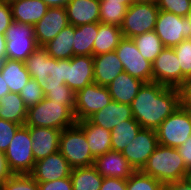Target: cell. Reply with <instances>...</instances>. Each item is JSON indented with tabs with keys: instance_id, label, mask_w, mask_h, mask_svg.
Wrapping results in <instances>:
<instances>
[{
	"instance_id": "obj_33",
	"label": "cell",
	"mask_w": 191,
	"mask_h": 190,
	"mask_svg": "<svg viewBox=\"0 0 191 190\" xmlns=\"http://www.w3.org/2000/svg\"><path fill=\"white\" fill-rule=\"evenodd\" d=\"M132 40L136 44L141 55L151 63L154 62L164 48L162 41L154 30L133 37Z\"/></svg>"
},
{
	"instance_id": "obj_42",
	"label": "cell",
	"mask_w": 191,
	"mask_h": 190,
	"mask_svg": "<svg viewBox=\"0 0 191 190\" xmlns=\"http://www.w3.org/2000/svg\"><path fill=\"white\" fill-rule=\"evenodd\" d=\"M39 190H72L71 177L38 183Z\"/></svg>"
},
{
	"instance_id": "obj_31",
	"label": "cell",
	"mask_w": 191,
	"mask_h": 190,
	"mask_svg": "<svg viewBox=\"0 0 191 190\" xmlns=\"http://www.w3.org/2000/svg\"><path fill=\"white\" fill-rule=\"evenodd\" d=\"M70 177L72 190H100L104 178L93 165L73 168Z\"/></svg>"
},
{
	"instance_id": "obj_49",
	"label": "cell",
	"mask_w": 191,
	"mask_h": 190,
	"mask_svg": "<svg viewBox=\"0 0 191 190\" xmlns=\"http://www.w3.org/2000/svg\"><path fill=\"white\" fill-rule=\"evenodd\" d=\"M7 58L5 34L0 33V63Z\"/></svg>"
},
{
	"instance_id": "obj_22",
	"label": "cell",
	"mask_w": 191,
	"mask_h": 190,
	"mask_svg": "<svg viewBox=\"0 0 191 190\" xmlns=\"http://www.w3.org/2000/svg\"><path fill=\"white\" fill-rule=\"evenodd\" d=\"M94 83L108 86L122 71L123 64L115 51L93 56Z\"/></svg>"
},
{
	"instance_id": "obj_6",
	"label": "cell",
	"mask_w": 191,
	"mask_h": 190,
	"mask_svg": "<svg viewBox=\"0 0 191 190\" xmlns=\"http://www.w3.org/2000/svg\"><path fill=\"white\" fill-rule=\"evenodd\" d=\"M155 131L159 145L178 148L191 136V110L179 106Z\"/></svg>"
},
{
	"instance_id": "obj_7",
	"label": "cell",
	"mask_w": 191,
	"mask_h": 190,
	"mask_svg": "<svg viewBox=\"0 0 191 190\" xmlns=\"http://www.w3.org/2000/svg\"><path fill=\"white\" fill-rule=\"evenodd\" d=\"M29 129L23 125L15 133L4 152L13 174H30L35 166Z\"/></svg>"
},
{
	"instance_id": "obj_48",
	"label": "cell",
	"mask_w": 191,
	"mask_h": 190,
	"mask_svg": "<svg viewBox=\"0 0 191 190\" xmlns=\"http://www.w3.org/2000/svg\"><path fill=\"white\" fill-rule=\"evenodd\" d=\"M165 190H191V185L186 179L170 183L165 186Z\"/></svg>"
},
{
	"instance_id": "obj_17",
	"label": "cell",
	"mask_w": 191,
	"mask_h": 190,
	"mask_svg": "<svg viewBox=\"0 0 191 190\" xmlns=\"http://www.w3.org/2000/svg\"><path fill=\"white\" fill-rule=\"evenodd\" d=\"M94 83L93 56L81 55L67 59L66 85L75 93Z\"/></svg>"
},
{
	"instance_id": "obj_47",
	"label": "cell",
	"mask_w": 191,
	"mask_h": 190,
	"mask_svg": "<svg viewBox=\"0 0 191 190\" xmlns=\"http://www.w3.org/2000/svg\"><path fill=\"white\" fill-rule=\"evenodd\" d=\"M12 175L13 173L8 166L5 154L3 152H0V184H2Z\"/></svg>"
},
{
	"instance_id": "obj_15",
	"label": "cell",
	"mask_w": 191,
	"mask_h": 190,
	"mask_svg": "<svg viewBox=\"0 0 191 190\" xmlns=\"http://www.w3.org/2000/svg\"><path fill=\"white\" fill-rule=\"evenodd\" d=\"M69 25L65 7H49L42 19L34 25L38 46H44Z\"/></svg>"
},
{
	"instance_id": "obj_29",
	"label": "cell",
	"mask_w": 191,
	"mask_h": 190,
	"mask_svg": "<svg viewBox=\"0 0 191 190\" xmlns=\"http://www.w3.org/2000/svg\"><path fill=\"white\" fill-rule=\"evenodd\" d=\"M122 38L120 27L98 22V34L93 44V56L113 52Z\"/></svg>"
},
{
	"instance_id": "obj_25",
	"label": "cell",
	"mask_w": 191,
	"mask_h": 190,
	"mask_svg": "<svg viewBox=\"0 0 191 190\" xmlns=\"http://www.w3.org/2000/svg\"><path fill=\"white\" fill-rule=\"evenodd\" d=\"M13 21L34 26L46 14L49 6L42 0H19L10 4Z\"/></svg>"
},
{
	"instance_id": "obj_37",
	"label": "cell",
	"mask_w": 191,
	"mask_h": 190,
	"mask_svg": "<svg viewBox=\"0 0 191 190\" xmlns=\"http://www.w3.org/2000/svg\"><path fill=\"white\" fill-rule=\"evenodd\" d=\"M181 67L182 75L187 79L191 77V39L182 40L173 47Z\"/></svg>"
},
{
	"instance_id": "obj_40",
	"label": "cell",
	"mask_w": 191,
	"mask_h": 190,
	"mask_svg": "<svg viewBox=\"0 0 191 190\" xmlns=\"http://www.w3.org/2000/svg\"><path fill=\"white\" fill-rule=\"evenodd\" d=\"M22 125L0 119V152H5L16 131Z\"/></svg>"
},
{
	"instance_id": "obj_35",
	"label": "cell",
	"mask_w": 191,
	"mask_h": 190,
	"mask_svg": "<svg viewBox=\"0 0 191 190\" xmlns=\"http://www.w3.org/2000/svg\"><path fill=\"white\" fill-rule=\"evenodd\" d=\"M127 190H165V186L152 176L138 170L127 179Z\"/></svg>"
},
{
	"instance_id": "obj_16",
	"label": "cell",
	"mask_w": 191,
	"mask_h": 190,
	"mask_svg": "<svg viewBox=\"0 0 191 190\" xmlns=\"http://www.w3.org/2000/svg\"><path fill=\"white\" fill-rule=\"evenodd\" d=\"M72 167L58 151L46 158L35 162V166L30 175L38 182H49L69 177Z\"/></svg>"
},
{
	"instance_id": "obj_23",
	"label": "cell",
	"mask_w": 191,
	"mask_h": 190,
	"mask_svg": "<svg viewBox=\"0 0 191 190\" xmlns=\"http://www.w3.org/2000/svg\"><path fill=\"white\" fill-rule=\"evenodd\" d=\"M143 83V81L122 71L114 80H112L107 88L112 100L130 105Z\"/></svg>"
},
{
	"instance_id": "obj_51",
	"label": "cell",
	"mask_w": 191,
	"mask_h": 190,
	"mask_svg": "<svg viewBox=\"0 0 191 190\" xmlns=\"http://www.w3.org/2000/svg\"><path fill=\"white\" fill-rule=\"evenodd\" d=\"M9 92H10V90L0 72V98L3 97L4 95L8 94Z\"/></svg>"
},
{
	"instance_id": "obj_10",
	"label": "cell",
	"mask_w": 191,
	"mask_h": 190,
	"mask_svg": "<svg viewBox=\"0 0 191 190\" xmlns=\"http://www.w3.org/2000/svg\"><path fill=\"white\" fill-rule=\"evenodd\" d=\"M154 31L164 47L173 48L182 40L191 39V23L189 20L163 10L159 11Z\"/></svg>"
},
{
	"instance_id": "obj_53",
	"label": "cell",
	"mask_w": 191,
	"mask_h": 190,
	"mask_svg": "<svg viewBox=\"0 0 191 190\" xmlns=\"http://www.w3.org/2000/svg\"><path fill=\"white\" fill-rule=\"evenodd\" d=\"M158 0H133L134 3H157Z\"/></svg>"
},
{
	"instance_id": "obj_28",
	"label": "cell",
	"mask_w": 191,
	"mask_h": 190,
	"mask_svg": "<svg viewBox=\"0 0 191 190\" xmlns=\"http://www.w3.org/2000/svg\"><path fill=\"white\" fill-rule=\"evenodd\" d=\"M28 108L19 93L9 92L0 98V119L25 125Z\"/></svg>"
},
{
	"instance_id": "obj_45",
	"label": "cell",
	"mask_w": 191,
	"mask_h": 190,
	"mask_svg": "<svg viewBox=\"0 0 191 190\" xmlns=\"http://www.w3.org/2000/svg\"><path fill=\"white\" fill-rule=\"evenodd\" d=\"M100 190H127V179L104 177Z\"/></svg>"
},
{
	"instance_id": "obj_13",
	"label": "cell",
	"mask_w": 191,
	"mask_h": 190,
	"mask_svg": "<svg viewBox=\"0 0 191 190\" xmlns=\"http://www.w3.org/2000/svg\"><path fill=\"white\" fill-rule=\"evenodd\" d=\"M153 81L161 85L179 88L186 79L182 75L178 58L173 48L164 47L152 63Z\"/></svg>"
},
{
	"instance_id": "obj_32",
	"label": "cell",
	"mask_w": 191,
	"mask_h": 190,
	"mask_svg": "<svg viewBox=\"0 0 191 190\" xmlns=\"http://www.w3.org/2000/svg\"><path fill=\"white\" fill-rule=\"evenodd\" d=\"M142 129L140 124L133 118L116 125L111 132V148L121 152L137 136Z\"/></svg>"
},
{
	"instance_id": "obj_41",
	"label": "cell",
	"mask_w": 191,
	"mask_h": 190,
	"mask_svg": "<svg viewBox=\"0 0 191 190\" xmlns=\"http://www.w3.org/2000/svg\"><path fill=\"white\" fill-rule=\"evenodd\" d=\"M45 97L50 100L62 102L63 105L71 106L73 109L75 107V92L68 86L64 89H51L45 94Z\"/></svg>"
},
{
	"instance_id": "obj_4",
	"label": "cell",
	"mask_w": 191,
	"mask_h": 190,
	"mask_svg": "<svg viewBox=\"0 0 191 190\" xmlns=\"http://www.w3.org/2000/svg\"><path fill=\"white\" fill-rule=\"evenodd\" d=\"M74 109L62 102L44 98L28 108L25 126L47 127L63 130L76 124Z\"/></svg>"
},
{
	"instance_id": "obj_18",
	"label": "cell",
	"mask_w": 191,
	"mask_h": 190,
	"mask_svg": "<svg viewBox=\"0 0 191 190\" xmlns=\"http://www.w3.org/2000/svg\"><path fill=\"white\" fill-rule=\"evenodd\" d=\"M32 139L35 162L59 151L62 130L47 127L26 126Z\"/></svg>"
},
{
	"instance_id": "obj_43",
	"label": "cell",
	"mask_w": 191,
	"mask_h": 190,
	"mask_svg": "<svg viewBox=\"0 0 191 190\" xmlns=\"http://www.w3.org/2000/svg\"><path fill=\"white\" fill-rule=\"evenodd\" d=\"M12 22L13 17L10 5L0 1V33L5 34L6 29Z\"/></svg>"
},
{
	"instance_id": "obj_39",
	"label": "cell",
	"mask_w": 191,
	"mask_h": 190,
	"mask_svg": "<svg viewBox=\"0 0 191 190\" xmlns=\"http://www.w3.org/2000/svg\"><path fill=\"white\" fill-rule=\"evenodd\" d=\"M159 10L185 17L191 9V0H158Z\"/></svg>"
},
{
	"instance_id": "obj_5",
	"label": "cell",
	"mask_w": 191,
	"mask_h": 190,
	"mask_svg": "<svg viewBox=\"0 0 191 190\" xmlns=\"http://www.w3.org/2000/svg\"><path fill=\"white\" fill-rule=\"evenodd\" d=\"M59 152L72 168L94 164L85 133L77 123L61 131Z\"/></svg>"
},
{
	"instance_id": "obj_27",
	"label": "cell",
	"mask_w": 191,
	"mask_h": 190,
	"mask_svg": "<svg viewBox=\"0 0 191 190\" xmlns=\"http://www.w3.org/2000/svg\"><path fill=\"white\" fill-rule=\"evenodd\" d=\"M74 34L75 26L69 24L43 47L48 55L54 59H70L74 56Z\"/></svg>"
},
{
	"instance_id": "obj_36",
	"label": "cell",
	"mask_w": 191,
	"mask_h": 190,
	"mask_svg": "<svg viewBox=\"0 0 191 190\" xmlns=\"http://www.w3.org/2000/svg\"><path fill=\"white\" fill-rule=\"evenodd\" d=\"M1 190H39V186L30 174H13L1 184Z\"/></svg>"
},
{
	"instance_id": "obj_52",
	"label": "cell",
	"mask_w": 191,
	"mask_h": 190,
	"mask_svg": "<svg viewBox=\"0 0 191 190\" xmlns=\"http://www.w3.org/2000/svg\"><path fill=\"white\" fill-rule=\"evenodd\" d=\"M100 1H109L114 3H122L126 4L128 7H130L134 2L133 0H100Z\"/></svg>"
},
{
	"instance_id": "obj_55",
	"label": "cell",
	"mask_w": 191,
	"mask_h": 190,
	"mask_svg": "<svg viewBox=\"0 0 191 190\" xmlns=\"http://www.w3.org/2000/svg\"><path fill=\"white\" fill-rule=\"evenodd\" d=\"M185 18H187V20H189V22L191 23V9L188 12V14L185 16Z\"/></svg>"
},
{
	"instance_id": "obj_1",
	"label": "cell",
	"mask_w": 191,
	"mask_h": 190,
	"mask_svg": "<svg viewBox=\"0 0 191 190\" xmlns=\"http://www.w3.org/2000/svg\"><path fill=\"white\" fill-rule=\"evenodd\" d=\"M130 106L142 128L156 130L180 106V92L154 81L143 83Z\"/></svg>"
},
{
	"instance_id": "obj_21",
	"label": "cell",
	"mask_w": 191,
	"mask_h": 190,
	"mask_svg": "<svg viewBox=\"0 0 191 190\" xmlns=\"http://www.w3.org/2000/svg\"><path fill=\"white\" fill-rule=\"evenodd\" d=\"M133 119V113L130 105L118 103L111 100L107 106L94 113L88 120L111 131L116 125L123 121Z\"/></svg>"
},
{
	"instance_id": "obj_9",
	"label": "cell",
	"mask_w": 191,
	"mask_h": 190,
	"mask_svg": "<svg viewBox=\"0 0 191 190\" xmlns=\"http://www.w3.org/2000/svg\"><path fill=\"white\" fill-rule=\"evenodd\" d=\"M159 11L157 3H133L128 7L120 27L123 37L132 39L153 31Z\"/></svg>"
},
{
	"instance_id": "obj_50",
	"label": "cell",
	"mask_w": 191,
	"mask_h": 190,
	"mask_svg": "<svg viewBox=\"0 0 191 190\" xmlns=\"http://www.w3.org/2000/svg\"><path fill=\"white\" fill-rule=\"evenodd\" d=\"M49 7H66L69 0H42Z\"/></svg>"
},
{
	"instance_id": "obj_19",
	"label": "cell",
	"mask_w": 191,
	"mask_h": 190,
	"mask_svg": "<svg viewBox=\"0 0 191 190\" xmlns=\"http://www.w3.org/2000/svg\"><path fill=\"white\" fill-rule=\"evenodd\" d=\"M93 166L102 177L128 179L135 172L122 152L114 150L96 157Z\"/></svg>"
},
{
	"instance_id": "obj_44",
	"label": "cell",
	"mask_w": 191,
	"mask_h": 190,
	"mask_svg": "<svg viewBox=\"0 0 191 190\" xmlns=\"http://www.w3.org/2000/svg\"><path fill=\"white\" fill-rule=\"evenodd\" d=\"M178 89L180 92V106L191 110V77L185 79Z\"/></svg>"
},
{
	"instance_id": "obj_14",
	"label": "cell",
	"mask_w": 191,
	"mask_h": 190,
	"mask_svg": "<svg viewBox=\"0 0 191 190\" xmlns=\"http://www.w3.org/2000/svg\"><path fill=\"white\" fill-rule=\"evenodd\" d=\"M159 145L155 130L142 128L121 152L135 171L142 170Z\"/></svg>"
},
{
	"instance_id": "obj_24",
	"label": "cell",
	"mask_w": 191,
	"mask_h": 190,
	"mask_svg": "<svg viewBox=\"0 0 191 190\" xmlns=\"http://www.w3.org/2000/svg\"><path fill=\"white\" fill-rule=\"evenodd\" d=\"M77 124L85 133L90 152L94 158L112 150L111 132L109 130L91 123L88 119L78 121Z\"/></svg>"
},
{
	"instance_id": "obj_34",
	"label": "cell",
	"mask_w": 191,
	"mask_h": 190,
	"mask_svg": "<svg viewBox=\"0 0 191 190\" xmlns=\"http://www.w3.org/2000/svg\"><path fill=\"white\" fill-rule=\"evenodd\" d=\"M127 9L126 4L100 1V23L121 27Z\"/></svg>"
},
{
	"instance_id": "obj_38",
	"label": "cell",
	"mask_w": 191,
	"mask_h": 190,
	"mask_svg": "<svg viewBox=\"0 0 191 190\" xmlns=\"http://www.w3.org/2000/svg\"><path fill=\"white\" fill-rule=\"evenodd\" d=\"M19 94L27 108L36 105L45 98L42 88L32 78H30Z\"/></svg>"
},
{
	"instance_id": "obj_46",
	"label": "cell",
	"mask_w": 191,
	"mask_h": 190,
	"mask_svg": "<svg viewBox=\"0 0 191 190\" xmlns=\"http://www.w3.org/2000/svg\"><path fill=\"white\" fill-rule=\"evenodd\" d=\"M177 149L186 168L191 172V136Z\"/></svg>"
},
{
	"instance_id": "obj_26",
	"label": "cell",
	"mask_w": 191,
	"mask_h": 190,
	"mask_svg": "<svg viewBox=\"0 0 191 190\" xmlns=\"http://www.w3.org/2000/svg\"><path fill=\"white\" fill-rule=\"evenodd\" d=\"M0 72L10 92L14 93H20L31 78L24 62L7 58L0 63Z\"/></svg>"
},
{
	"instance_id": "obj_20",
	"label": "cell",
	"mask_w": 191,
	"mask_h": 190,
	"mask_svg": "<svg viewBox=\"0 0 191 190\" xmlns=\"http://www.w3.org/2000/svg\"><path fill=\"white\" fill-rule=\"evenodd\" d=\"M65 8L73 26L100 22V0H69Z\"/></svg>"
},
{
	"instance_id": "obj_30",
	"label": "cell",
	"mask_w": 191,
	"mask_h": 190,
	"mask_svg": "<svg viewBox=\"0 0 191 190\" xmlns=\"http://www.w3.org/2000/svg\"><path fill=\"white\" fill-rule=\"evenodd\" d=\"M98 34V22L75 26L74 56H93V44Z\"/></svg>"
},
{
	"instance_id": "obj_2",
	"label": "cell",
	"mask_w": 191,
	"mask_h": 190,
	"mask_svg": "<svg viewBox=\"0 0 191 190\" xmlns=\"http://www.w3.org/2000/svg\"><path fill=\"white\" fill-rule=\"evenodd\" d=\"M32 79H35L44 95L49 90L64 89L67 78V59L50 57L43 46H39L24 61Z\"/></svg>"
},
{
	"instance_id": "obj_56",
	"label": "cell",
	"mask_w": 191,
	"mask_h": 190,
	"mask_svg": "<svg viewBox=\"0 0 191 190\" xmlns=\"http://www.w3.org/2000/svg\"><path fill=\"white\" fill-rule=\"evenodd\" d=\"M188 183L191 185V172L187 175V177L185 178Z\"/></svg>"
},
{
	"instance_id": "obj_8",
	"label": "cell",
	"mask_w": 191,
	"mask_h": 190,
	"mask_svg": "<svg viewBox=\"0 0 191 190\" xmlns=\"http://www.w3.org/2000/svg\"><path fill=\"white\" fill-rule=\"evenodd\" d=\"M7 59L24 62L39 46L34 26L13 21L5 32Z\"/></svg>"
},
{
	"instance_id": "obj_54",
	"label": "cell",
	"mask_w": 191,
	"mask_h": 190,
	"mask_svg": "<svg viewBox=\"0 0 191 190\" xmlns=\"http://www.w3.org/2000/svg\"><path fill=\"white\" fill-rule=\"evenodd\" d=\"M3 1L5 4H12L13 2L19 1V0H0Z\"/></svg>"
},
{
	"instance_id": "obj_11",
	"label": "cell",
	"mask_w": 191,
	"mask_h": 190,
	"mask_svg": "<svg viewBox=\"0 0 191 190\" xmlns=\"http://www.w3.org/2000/svg\"><path fill=\"white\" fill-rule=\"evenodd\" d=\"M114 51L126 73L144 83L153 81L152 63L141 55L131 38L123 37Z\"/></svg>"
},
{
	"instance_id": "obj_3",
	"label": "cell",
	"mask_w": 191,
	"mask_h": 190,
	"mask_svg": "<svg viewBox=\"0 0 191 190\" xmlns=\"http://www.w3.org/2000/svg\"><path fill=\"white\" fill-rule=\"evenodd\" d=\"M164 186L184 180L190 171L186 168L177 148L158 145L141 170Z\"/></svg>"
},
{
	"instance_id": "obj_12",
	"label": "cell",
	"mask_w": 191,
	"mask_h": 190,
	"mask_svg": "<svg viewBox=\"0 0 191 190\" xmlns=\"http://www.w3.org/2000/svg\"><path fill=\"white\" fill-rule=\"evenodd\" d=\"M112 100L106 86L92 83L75 93L74 115L76 121L88 119Z\"/></svg>"
}]
</instances>
